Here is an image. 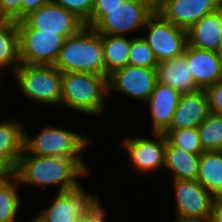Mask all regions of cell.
Here are the masks:
<instances>
[{
  "label": "cell",
  "mask_w": 222,
  "mask_h": 222,
  "mask_svg": "<svg viewBox=\"0 0 222 222\" xmlns=\"http://www.w3.org/2000/svg\"><path fill=\"white\" fill-rule=\"evenodd\" d=\"M124 1L129 0H94L91 17L85 26L93 28L105 16V10L115 9Z\"/></svg>",
  "instance_id": "obj_30"
},
{
  "label": "cell",
  "mask_w": 222,
  "mask_h": 222,
  "mask_svg": "<svg viewBox=\"0 0 222 222\" xmlns=\"http://www.w3.org/2000/svg\"><path fill=\"white\" fill-rule=\"evenodd\" d=\"M54 66L61 72L93 73L106 77L102 35L92 27L83 26L65 39Z\"/></svg>",
  "instance_id": "obj_3"
},
{
  "label": "cell",
  "mask_w": 222,
  "mask_h": 222,
  "mask_svg": "<svg viewBox=\"0 0 222 222\" xmlns=\"http://www.w3.org/2000/svg\"><path fill=\"white\" fill-rule=\"evenodd\" d=\"M88 164L84 158L40 156L23 150L16 176L23 189L31 185L30 189L34 186L33 189L41 191L48 188L54 193L67 192L80 187L81 179L87 180L92 175Z\"/></svg>",
  "instance_id": "obj_1"
},
{
  "label": "cell",
  "mask_w": 222,
  "mask_h": 222,
  "mask_svg": "<svg viewBox=\"0 0 222 222\" xmlns=\"http://www.w3.org/2000/svg\"><path fill=\"white\" fill-rule=\"evenodd\" d=\"M199 159V154L188 153L166 139L163 171H167L171 180H197Z\"/></svg>",
  "instance_id": "obj_20"
},
{
  "label": "cell",
  "mask_w": 222,
  "mask_h": 222,
  "mask_svg": "<svg viewBox=\"0 0 222 222\" xmlns=\"http://www.w3.org/2000/svg\"><path fill=\"white\" fill-rule=\"evenodd\" d=\"M20 188L17 176L0 183V222H11L22 216V208L27 204H23L24 195Z\"/></svg>",
  "instance_id": "obj_25"
},
{
  "label": "cell",
  "mask_w": 222,
  "mask_h": 222,
  "mask_svg": "<svg viewBox=\"0 0 222 222\" xmlns=\"http://www.w3.org/2000/svg\"><path fill=\"white\" fill-rule=\"evenodd\" d=\"M211 113L222 115V80L206 89Z\"/></svg>",
  "instance_id": "obj_33"
},
{
  "label": "cell",
  "mask_w": 222,
  "mask_h": 222,
  "mask_svg": "<svg viewBox=\"0 0 222 222\" xmlns=\"http://www.w3.org/2000/svg\"><path fill=\"white\" fill-rule=\"evenodd\" d=\"M181 93L169 85L156 83L152 94L144 104L151 126L150 133H165L169 128L173 114L181 98ZM149 113V115H148Z\"/></svg>",
  "instance_id": "obj_15"
},
{
  "label": "cell",
  "mask_w": 222,
  "mask_h": 222,
  "mask_svg": "<svg viewBox=\"0 0 222 222\" xmlns=\"http://www.w3.org/2000/svg\"><path fill=\"white\" fill-rule=\"evenodd\" d=\"M168 222H202V221L180 220V219L172 218L171 221H168Z\"/></svg>",
  "instance_id": "obj_38"
},
{
  "label": "cell",
  "mask_w": 222,
  "mask_h": 222,
  "mask_svg": "<svg viewBox=\"0 0 222 222\" xmlns=\"http://www.w3.org/2000/svg\"><path fill=\"white\" fill-rule=\"evenodd\" d=\"M103 200H99L92 208H90L84 215H81L78 222H109L110 210ZM106 206V208H105Z\"/></svg>",
  "instance_id": "obj_32"
},
{
  "label": "cell",
  "mask_w": 222,
  "mask_h": 222,
  "mask_svg": "<svg viewBox=\"0 0 222 222\" xmlns=\"http://www.w3.org/2000/svg\"><path fill=\"white\" fill-rule=\"evenodd\" d=\"M208 222H222V199H216Z\"/></svg>",
  "instance_id": "obj_36"
},
{
  "label": "cell",
  "mask_w": 222,
  "mask_h": 222,
  "mask_svg": "<svg viewBox=\"0 0 222 222\" xmlns=\"http://www.w3.org/2000/svg\"><path fill=\"white\" fill-rule=\"evenodd\" d=\"M166 139L175 147L191 154L201 155L204 150L199 139L197 127L185 129H168L165 133Z\"/></svg>",
  "instance_id": "obj_27"
},
{
  "label": "cell",
  "mask_w": 222,
  "mask_h": 222,
  "mask_svg": "<svg viewBox=\"0 0 222 222\" xmlns=\"http://www.w3.org/2000/svg\"><path fill=\"white\" fill-rule=\"evenodd\" d=\"M4 77L0 74V84H1V86H2V79H3Z\"/></svg>",
  "instance_id": "obj_41"
},
{
  "label": "cell",
  "mask_w": 222,
  "mask_h": 222,
  "mask_svg": "<svg viewBox=\"0 0 222 222\" xmlns=\"http://www.w3.org/2000/svg\"><path fill=\"white\" fill-rule=\"evenodd\" d=\"M156 83V68L127 65L108 76V100L110 101L113 95L115 98V95L123 96L129 101L136 100L140 107L146 103Z\"/></svg>",
  "instance_id": "obj_10"
},
{
  "label": "cell",
  "mask_w": 222,
  "mask_h": 222,
  "mask_svg": "<svg viewBox=\"0 0 222 222\" xmlns=\"http://www.w3.org/2000/svg\"><path fill=\"white\" fill-rule=\"evenodd\" d=\"M185 57L194 82L200 89L206 90L222 80V59L217 52L198 49L187 44Z\"/></svg>",
  "instance_id": "obj_16"
},
{
  "label": "cell",
  "mask_w": 222,
  "mask_h": 222,
  "mask_svg": "<svg viewBox=\"0 0 222 222\" xmlns=\"http://www.w3.org/2000/svg\"><path fill=\"white\" fill-rule=\"evenodd\" d=\"M20 64L17 22L0 20V74L12 77Z\"/></svg>",
  "instance_id": "obj_21"
},
{
  "label": "cell",
  "mask_w": 222,
  "mask_h": 222,
  "mask_svg": "<svg viewBox=\"0 0 222 222\" xmlns=\"http://www.w3.org/2000/svg\"><path fill=\"white\" fill-rule=\"evenodd\" d=\"M156 75L158 83L169 85L181 94L193 93L200 89L190 73L185 51L170 60L158 62Z\"/></svg>",
  "instance_id": "obj_19"
},
{
  "label": "cell",
  "mask_w": 222,
  "mask_h": 222,
  "mask_svg": "<svg viewBox=\"0 0 222 222\" xmlns=\"http://www.w3.org/2000/svg\"><path fill=\"white\" fill-rule=\"evenodd\" d=\"M0 20L21 21L22 0H0Z\"/></svg>",
  "instance_id": "obj_31"
},
{
  "label": "cell",
  "mask_w": 222,
  "mask_h": 222,
  "mask_svg": "<svg viewBox=\"0 0 222 222\" xmlns=\"http://www.w3.org/2000/svg\"><path fill=\"white\" fill-rule=\"evenodd\" d=\"M197 129L204 151H222V115L210 113Z\"/></svg>",
  "instance_id": "obj_26"
},
{
  "label": "cell",
  "mask_w": 222,
  "mask_h": 222,
  "mask_svg": "<svg viewBox=\"0 0 222 222\" xmlns=\"http://www.w3.org/2000/svg\"><path fill=\"white\" fill-rule=\"evenodd\" d=\"M35 132L34 136L24 127V150L40 156L84 158V152L94 144L92 137L74 128L57 126L51 123ZM71 129V130H70ZM92 141V142H91Z\"/></svg>",
  "instance_id": "obj_4"
},
{
  "label": "cell",
  "mask_w": 222,
  "mask_h": 222,
  "mask_svg": "<svg viewBox=\"0 0 222 222\" xmlns=\"http://www.w3.org/2000/svg\"><path fill=\"white\" fill-rule=\"evenodd\" d=\"M128 135V136H127ZM119 141V149L121 148L126 158L130 160L128 164H132V170L144 176H151V174H159L164 170L165 165V145L166 136L164 133H142L137 136L134 134H127ZM146 174V175H145Z\"/></svg>",
  "instance_id": "obj_6"
},
{
  "label": "cell",
  "mask_w": 222,
  "mask_h": 222,
  "mask_svg": "<svg viewBox=\"0 0 222 222\" xmlns=\"http://www.w3.org/2000/svg\"><path fill=\"white\" fill-rule=\"evenodd\" d=\"M53 2L73 13L84 24L90 19L94 6V0H53Z\"/></svg>",
  "instance_id": "obj_29"
},
{
  "label": "cell",
  "mask_w": 222,
  "mask_h": 222,
  "mask_svg": "<svg viewBox=\"0 0 222 222\" xmlns=\"http://www.w3.org/2000/svg\"><path fill=\"white\" fill-rule=\"evenodd\" d=\"M31 214V216L27 214V222H45L36 212Z\"/></svg>",
  "instance_id": "obj_37"
},
{
  "label": "cell",
  "mask_w": 222,
  "mask_h": 222,
  "mask_svg": "<svg viewBox=\"0 0 222 222\" xmlns=\"http://www.w3.org/2000/svg\"><path fill=\"white\" fill-rule=\"evenodd\" d=\"M157 63L153 50L143 37H131L128 65L156 68Z\"/></svg>",
  "instance_id": "obj_28"
},
{
  "label": "cell",
  "mask_w": 222,
  "mask_h": 222,
  "mask_svg": "<svg viewBox=\"0 0 222 222\" xmlns=\"http://www.w3.org/2000/svg\"><path fill=\"white\" fill-rule=\"evenodd\" d=\"M217 54L220 56V58L222 59V39H221V43H220V46H219V49L217 51Z\"/></svg>",
  "instance_id": "obj_40"
},
{
  "label": "cell",
  "mask_w": 222,
  "mask_h": 222,
  "mask_svg": "<svg viewBox=\"0 0 222 222\" xmlns=\"http://www.w3.org/2000/svg\"><path fill=\"white\" fill-rule=\"evenodd\" d=\"M173 218L208 222L216 198L197 180H170Z\"/></svg>",
  "instance_id": "obj_8"
},
{
  "label": "cell",
  "mask_w": 222,
  "mask_h": 222,
  "mask_svg": "<svg viewBox=\"0 0 222 222\" xmlns=\"http://www.w3.org/2000/svg\"><path fill=\"white\" fill-rule=\"evenodd\" d=\"M211 113L208 93L199 89L182 94L169 129L198 127Z\"/></svg>",
  "instance_id": "obj_17"
},
{
  "label": "cell",
  "mask_w": 222,
  "mask_h": 222,
  "mask_svg": "<svg viewBox=\"0 0 222 222\" xmlns=\"http://www.w3.org/2000/svg\"><path fill=\"white\" fill-rule=\"evenodd\" d=\"M16 176V166L6 157L0 155V183Z\"/></svg>",
  "instance_id": "obj_34"
},
{
  "label": "cell",
  "mask_w": 222,
  "mask_h": 222,
  "mask_svg": "<svg viewBox=\"0 0 222 222\" xmlns=\"http://www.w3.org/2000/svg\"><path fill=\"white\" fill-rule=\"evenodd\" d=\"M24 100L48 107L59 106L62 97V72L54 65L21 63L12 76Z\"/></svg>",
  "instance_id": "obj_5"
},
{
  "label": "cell",
  "mask_w": 222,
  "mask_h": 222,
  "mask_svg": "<svg viewBox=\"0 0 222 222\" xmlns=\"http://www.w3.org/2000/svg\"><path fill=\"white\" fill-rule=\"evenodd\" d=\"M221 7L222 0H155V10L164 19L185 30Z\"/></svg>",
  "instance_id": "obj_14"
},
{
  "label": "cell",
  "mask_w": 222,
  "mask_h": 222,
  "mask_svg": "<svg viewBox=\"0 0 222 222\" xmlns=\"http://www.w3.org/2000/svg\"><path fill=\"white\" fill-rule=\"evenodd\" d=\"M140 35L153 50L157 62L182 55L188 44L187 30L167 21L157 11L148 18Z\"/></svg>",
  "instance_id": "obj_9"
},
{
  "label": "cell",
  "mask_w": 222,
  "mask_h": 222,
  "mask_svg": "<svg viewBox=\"0 0 222 222\" xmlns=\"http://www.w3.org/2000/svg\"><path fill=\"white\" fill-rule=\"evenodd\" d=\"M0 118V155L8 158L15 166L24 150V123L22 120Z\"/></svg>",
  "instance_id": "obj_23"
},
{
  "label": "cell",
  "mask_w": 222,
  "mask_h": 222,
  "mask_svg": "<svg viewBox=\"0 0 222 222\" xmlns=\"http://www.w3.org/2000/svg\"><path fill=\"white\" fill-rule=\"evenodd\" d=\"M222 39V7L204 15L187 30L188 45L217 52Z\"/></svg>",
  "instance_id": "obj_18"
},
{
  "label": "cell",
  "mask_w": 222,
  "mask_h": 222,
  "mask_svg": "<svg viewBox=\"0 0 222 222\" xmlns=\"http://www.w3.org/2000/svg\"><path fill=\"white\" fill-rule=\"evenodd\" d=\"M20 63L54 65L65 38L41 29H18Z\"/></svg>",
  "instance_id": "obj_12"
},
{
  "label": "cell",
  "mask_w": 222,
  "mask_h": 222,
  "mask_svg": "<svg viewBox=\"0 0 222 222\" xmlns=\"http://www.w3.org/2000/svg\"><path fill=\"white\" fill-rule=\"evenodd\" d=\"M85 24L73 13L50 2L28 13L17 22L18 29H41L56 32L65 39L76 34Z\"/></svg>",
  "instance_id": "obj_13"
},
{
  "label": "cell",
  "mask_w": 222,
  "mask_h": 222,
  "mask_svg": "<svg viewBox=\"0 0 222 222\" xmlns=\"http://www.w3.org/2000/svg\"><path fill=\"white\" fill-rule=\"evenodd\" d=\"M62 97L60 102L65 110L85 118L107 117V78L93 73L62 72Z\"/></svg>",
  "instance_id": "obj_2"
},
{
  "label": "cell",
  "mask_w": 222,
  "mask_h": 222,
  "mask_svg": "<svg viewBox=\"0 0 222 222\" xmlns=\"http://www.w3.org/2000/svg\"><path fill=\"white\" fill-rule=\"evenodd\" d=\"M197 181L216 199H222V151L200 155Z\"/></svg>",
  "instance_id": "obj_22"
},
{
  "label": "cell",
  "mask_w": 222,
  "mask_h": 222,
  "mask_svg": "<svg viewBox=\"0 0 222 222\" xmlns=\"http://www.w3.org/2000/svg\"><path fill=\"white\" fill-rule=\"evenodd\" d=\"M53 2V0H22V19L31 11L37 10L42 5Z\"/></svg>",
  "instance_id": "obj_35"
},
{
  "label": "cell",
  "mask_w": 222,
  "mask_h": 222,
  "mask_svg": "<svg viewBox=\"0 0 222 222\" xmlns=\"http://www.w3.org/2000/svg\"><path fill=\"white\" fill-rule=\"evenodd\" d=\"M106 78L128 65L131 36L102 35Z\"/></svg>",
  "instance_id": "obj_24"
},
{
  "label": "cell",
  "mask_w": 222,
  "mask_h": 222,
  "mask_svg": "<svg viewBox=\"0 0 222 222\" xmlns=\"http://www.w3.org/2000/svg\"><path fill=\"white\" fill-rule=\"evenodd\" d=\"M84 183L67 192L49 193L52 199L49 205H41L44 208L37 209L36 212L45 222H78L81 215H84L99 200L100 195L96 192L88 191V186Z\"/></svg>",
  "instance_id": "obj_11"
},
{
  "label": "cell",
  "mask_w": 222,
  "mask_h": 222,
  "mask_svg": "<svg viewBox=\"0 0 222 222\" xmlns=\"http://www.w3.org/2000/svg\"><path fill=\"white\" fill-rule=\"evenodd\" d=\"M22 217H24V216L22 215L21 218L19 217V218H17L16 220L11 221V222H27V217H24V218H26L25 220H24V218H22ZM21 220H22V221H21Z\"/></svg>",
  "instance_id": "obj_39"
},
{
  "label": "cell",
  "mask_w": 222,
  "mask_h": 222,
  "mask_svg": "<svg viewBox=\"0 0 222 222\" xmlns=\"http://www.w3.org/2000/svg\"><path fill=\"white\" fill-rule=\"evenodd\" d=\"M155 11V0L124 1L115 9L105 10V16L93 28L100 35L139 36Z\"/></svg>",
  "instance_id": "obj_7"
}]
</instances>
